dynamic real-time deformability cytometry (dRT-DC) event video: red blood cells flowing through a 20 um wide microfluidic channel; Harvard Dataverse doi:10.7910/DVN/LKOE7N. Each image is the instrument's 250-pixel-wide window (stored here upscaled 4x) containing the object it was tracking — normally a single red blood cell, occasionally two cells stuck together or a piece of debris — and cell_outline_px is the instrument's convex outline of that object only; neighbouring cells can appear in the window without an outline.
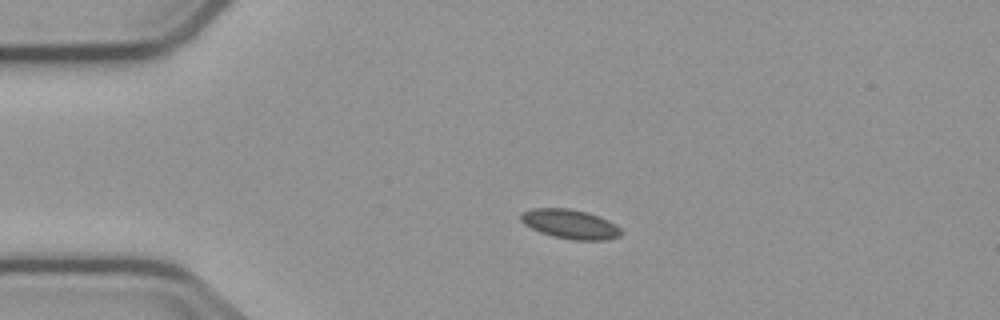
{"species": "common noctule bat (a hibernating species)", "species_latin": "Nyctalus noctula", "temperature_condition": "cold", "stored_images_in_passage": 7, "camera_frame_rate_fps": 3000, "um_per_image_px": 0.085, "animal": {"sex": "male", "body_mass_g": 23.1, "forearm_length_mm": 52.7}, "frame": {"image": 1, "passage_image": 3, "time_ms": 2.333, "image_size_px": [1000, 320], "cell_outline_px": [[620, 236], [604, 240], [572, 240], [552, 236], [540, 232], [524, 224], [520, 220], [520, 216], [524, 212], [532, 208], [568, 208], [588, 212], [608, 220], [620, 228]], "centroid_in_image_um": [48.44, 19.04], "position_along_channel_um": 36.6, "area_um2": 17.05}}
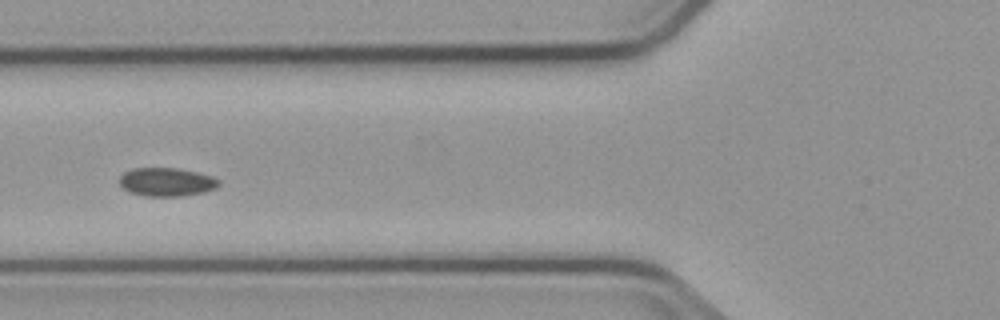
{"frame": {"image": 2, "passage_image": 5, "time_ms": 5.333, "image_size_px": [1000, 320], "cell_outline_px": [[220, 184], [216, 188], [204, 192], [184, 196], [144, 196], [128, 192], [120, 184], [120, 176], [124, 172], [132, 168], [176, 168], [196, 172], [212, 176], [220, 180]], "centroid_in_image_um": [14.16, 15.47], "position_along_channel_um": 111.6, "area_um2": 16.59}}
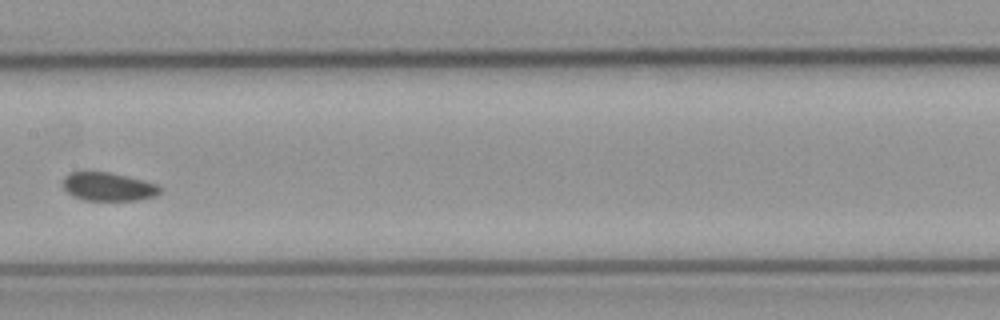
{"frame": {"image": 3, "passage_image": 7, "time_ms": 7.667, "image_size_px": [1000, 320], "cell_outline_px": [[160, 192], [156, 196], [136, 200], [84, 200], [72, 196], [64, 188], [64, 176], [68, 172], [108, 172], [128, 176], [144, 180], [156, 184], [160, 188]], "centroid_in_image_um": [9.2, 15.86], "position_along_channel_um": 198.2, "area_um2": 16.01}}